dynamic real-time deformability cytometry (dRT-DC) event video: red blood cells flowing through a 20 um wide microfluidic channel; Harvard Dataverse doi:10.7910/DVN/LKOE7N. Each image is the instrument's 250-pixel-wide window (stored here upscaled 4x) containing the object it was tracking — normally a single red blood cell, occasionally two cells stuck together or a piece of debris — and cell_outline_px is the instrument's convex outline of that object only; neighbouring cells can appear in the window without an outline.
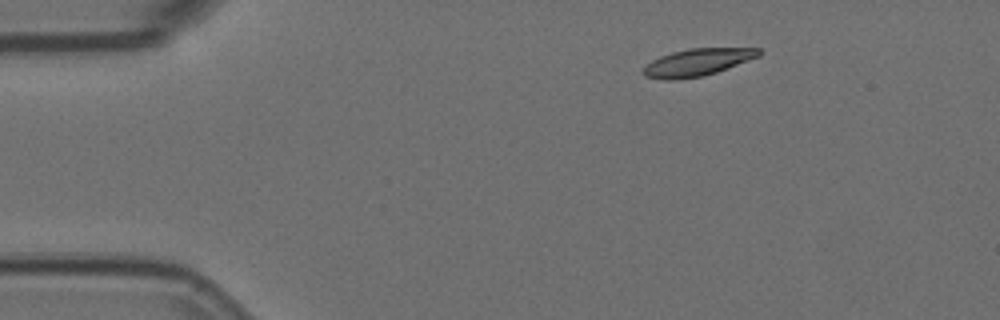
{"species": "Egyptian fruit bat (a non-hibernating species)", "species_latin": "Rousettus aegyptiacus", "temperature_condition": "room temperature", "stored_images_in_passage": 4, "camera_frame_rate_fps": 3000, "um_per_image_px": 0.085, "animal": {"sex": "female"}, "frame": {"image": 1, "passage_image": 2, "time_ms": 0.333, "image_size_px": [1000, 320], "cell_outline_px": [[760, 56], [716, 72], [704, 76], [672, 80], [668, 80], [644, 76], [640, 72], [652, 60], [660, 56], [672, 52], [688, 48], [760, 48]], "centroid_in_image_um": [59.25, 5.29], "position_along_channel_um": 25.7, "area_um2": 18.26}}